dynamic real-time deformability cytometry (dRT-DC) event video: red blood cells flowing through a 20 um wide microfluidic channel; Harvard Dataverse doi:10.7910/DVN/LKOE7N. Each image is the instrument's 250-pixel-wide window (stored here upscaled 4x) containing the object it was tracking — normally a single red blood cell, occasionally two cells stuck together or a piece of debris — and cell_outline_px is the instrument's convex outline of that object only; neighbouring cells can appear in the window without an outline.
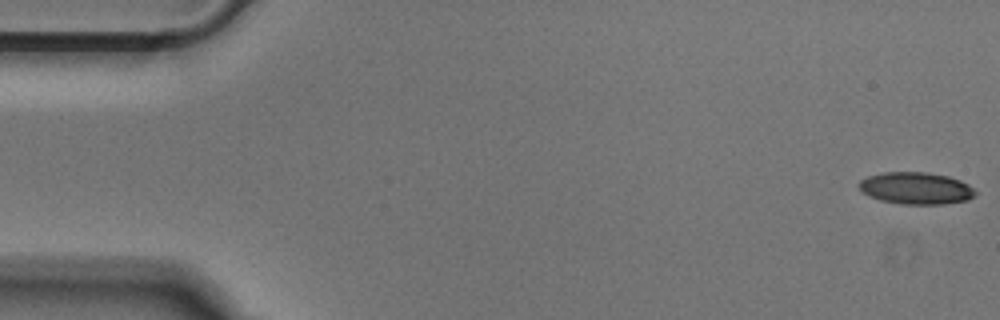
{"species": "Egyptian fruit bat (a non-hibernating species)", "species_latin": "Rousettus aegyptiacus", "temperature_condition": "cold", "stored_images_in_passage": 12, "camera_frame_rate_fps": 3000, "um_per_image_px": 0.085, "animal": {"sex": "male"}, "frame": {"image": 1, "passage_image": 1, "time_ms": 0.0, "image_size_px": [1000, 320], "cell_outline_px": [[976, 196], [968, 200], [944, 204], [900, 204], [880, 200], [868, 196], [860, 192], [856, 184], [860, 180], [868, 176], [884, 172], [928, 172], [948, 176], [960, 180], [968, 184], [976, 192]], "centroid_in_image_um": [77.82, 16.0], "position_along_channel_um": 7.2, "area_um2": 22.02}}